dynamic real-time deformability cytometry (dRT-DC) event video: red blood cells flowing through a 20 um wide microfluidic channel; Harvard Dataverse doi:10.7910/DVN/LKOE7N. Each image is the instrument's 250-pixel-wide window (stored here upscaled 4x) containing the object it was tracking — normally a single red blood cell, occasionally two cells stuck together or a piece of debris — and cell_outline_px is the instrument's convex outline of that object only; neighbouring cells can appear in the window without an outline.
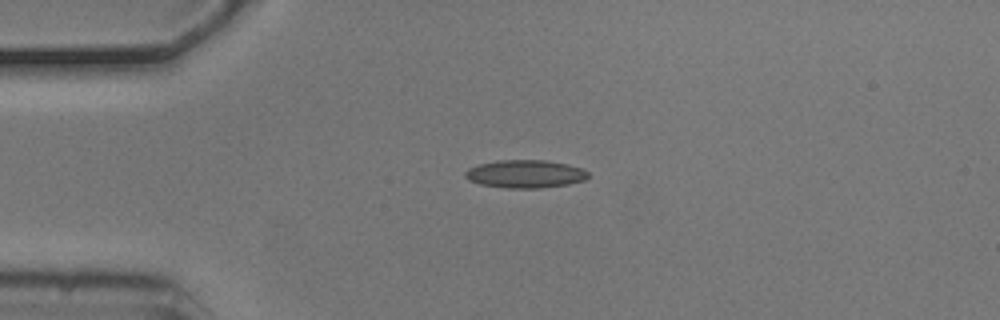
{"species": "common noctule bat (a hibernating species)", "species_latin": "Nyctalus noctula", "temperature_condition": "cold", "stored_images_in_passage": 4, "camera_frame_rate_fps": 3000, "um_per_image_px": 0.085, "animal": {"sex": "male", "body_mass_g": 20.5, "forearm_length_mm": 52.5}, "frame": {"image": 1, "passage_image": 3, "time_ms": 0.667, "image_size_px": [1000, 320], "cell_outline_px": [[588, 176], [584, 180], [568, 184], [536, 188], [508, 188], [480, 184], [468, 180], [464, 176], [464, 172], [468, 168], [480, 164], [500, 160], [544, 160], [568, 164], [580, 168], [588, 172]], "centroid_in_image_um": [44.62, 14.78], "position_along_channel_um": 40.4, "area_um2": 19.88}}